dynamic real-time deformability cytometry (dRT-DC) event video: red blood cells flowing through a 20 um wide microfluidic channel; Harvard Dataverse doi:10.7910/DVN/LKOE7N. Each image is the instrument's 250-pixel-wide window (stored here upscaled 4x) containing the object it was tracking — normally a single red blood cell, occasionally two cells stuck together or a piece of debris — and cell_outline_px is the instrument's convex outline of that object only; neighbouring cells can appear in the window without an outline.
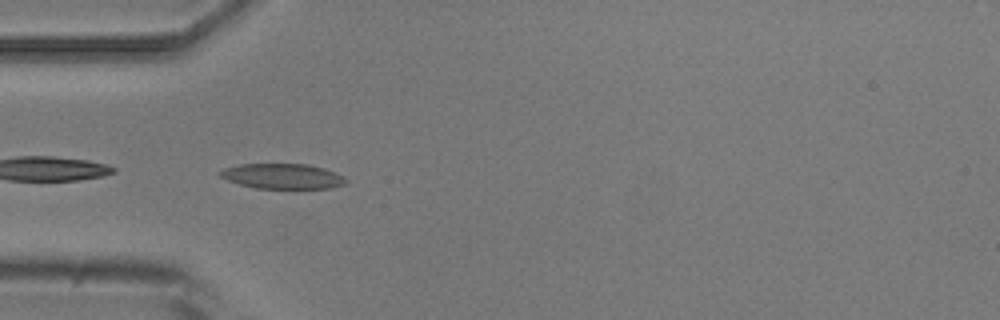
{"species": "common noctule bat (a hibernating species)", "species_latin": "Nyctalus noctula", "temperature_condition": "room temperature", "stored_images_in_passage": 4, "segment_of_instrument_passage": [2, 2], "camera_frame_rate_fps": 3000, "um_per_image_px": 0.085, "animal": {"sex": "male", "body_mass_g": 20.5, "forearm_length_mm": 52.5}, "frame": {"image": 1, "passage_image": 4, "time_ms": 3.333, "image_size_px": [1000, 320], "cell_outline_px": [[348, 180], [344, 184], [328, 188], [256, 188], [240, 184], [228, 180], [220, 176], [216, 172], [224, 168], [240, 164], [308, 164], [324, 168], [344, 176]], "centroid_in_image_um": [24.0, 14.97], "position_along_channel_um": 61.0, "area_um2": 18.38}}